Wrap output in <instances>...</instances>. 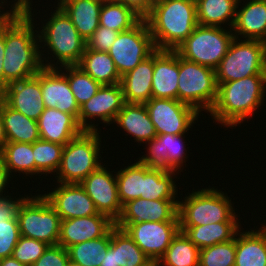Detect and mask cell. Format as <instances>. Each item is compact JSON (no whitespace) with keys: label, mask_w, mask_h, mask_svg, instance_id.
<instances>
[{"label":"cell","mask_w":266,"mask_h":266,"mask_svg":"<svg viewBox=\"0 0 266 266\" xmlns=\"http://www.w3.org/2000/svg\"><path fill=\"white\" fill-rule=\"evenodd\" d=\"M31 6L30 0H14L5 16L4 90L8 84L33 77L43 68L41 56L45 54L40 50L38 31H34Z\"/></svg>","instance_id":"obj_1"},{"label":"cell","mask_w":266,"mask_h":266,"mask_svg":"<svg viewBox=\"0 0 266 266\" xmlns=\"http://www.w3.org/2000/svg\"><path fill=\"white\" fill-rule=\"evenodd\" d=\"M144 19L155 48L175 51L198 25L195 0H156Z\"/></svg>","instance_id":"obj_2"},{"label":"cell","mask_w":266,"mask_h":266,"mask_svg":"<svg viewBox=\"0 0 266 266\" xmlns=\"http://www.w3.org/2000/svg\"><path fill=\"white\" fill-rule=\"evenodd\" d=\"M217 84V99L209 113L215 122L225 127L241 125L264 103L266 75H251Z\"/></svg>","instance_id":"obj_3"},{"label":"cell","mask_w":266,"mask_h":266,"mask_svg":"<svg viewBox=\"0 0 266 266\" xmlns=\"http://www.w3.org/2000/svg\"><path fill=\"white\" fill-rule=\"evenodd\" d=\"M50 16L45 26L43 24L41 27L43 29L38 31L40 45L44 44L40 48L45 49L44 47L47 46L49 49L46 54H50L48 60L41 56L43 67L58 68V65L61 67L78 65L86 49V40L80 36L70 18L59 6ZM49 59H51L50 62ZM54 59L57 60L56 63ZM53 61L55 64L52 63Z\"/></svg>","instance_id":"obj_4"},{"label":"cell","mask_w":266,"mask_h":266,"mask_svg":"<svg viewBox=\"0 0 266 266\" xmlns=\"http://www.w3.org/2000/svg\"><path fill=\"white\" fill-rule=\"evenodd\" d=\"M178 201L180 226H201L219 222H239L230 197L226 193L212 188L192 191Z\"/></svg>","instance_id":"obj_5"},{"label":"cell","mask_w":266,"mask_h":266,"mask_svg":"<svg viewBox=\"0 0 266 266\" xmlns=\"http://www.w3.org/2000/svg\"><path fill=\"white\" fill-rule=\"evenodd\" d=\"M99 134V131H83L64 145L61 164L55 176L57 184L81 183L102 166L99 160L100 153H103L100 152Z\"/></svg>","instance_id":"obj_6"},{"label":"cell","mask_w":266,"mask_h":266,"mask_svg":"<svg viewBox=\"0 0 266 266\" xmlns=\"http://www.w3.org/2000/svg\"><path fill=\"white\" fill-rule=\"evenodd\" d=\"M214 70L217 83L251 75H266V42L234 38L228 52Z\"/></svg>","instance_id":"obj_7"},{"label":"cell","mask_w":266,"mask_h":266,"mask_svg":"<svg viewBox=\"0 0 266 266\" xmlns=\"http://www.w3.org/2000/svg\"><path fill=\"white\" fill-rule=\"evenodd\" d=\"M218 94L215 70L179 55L178 101L210 112Z\"/></svg>","instance_id":"obj_8"},{"label":"cell","mask_w":266,"mask_h":266,"mask_svg":"<svg viewBox=\"0 0 266 266\" xmlns=\"http://www.w3.org/2000/svg\"><path fill=\"white\" fill-rule=\"evenodd\" d=\"M17 218L21 236L58 245L61 219L43 195H27L19 204Z\"/></svg>","instance_id":"obj_9"},{"label":"cell","mask_w":266,"mask_h":266,"mask_svg":"<svg viewBox=\"0 0 266 266\" xmlns=\"http://www.w3.org/2000/svg\"><path fill=\"white\" fill-rule=\"evenodd\" d=\"M229 30L198 24L175 51L186 60L215 69L235 38Z\"/></svg>","instance_id":"obj_10"},{"label":"cell","mask_w":266,"mask_h":266,"mask_svg":"<svg viewBox=\"0 0 266 266\" xmlns=\"http://www.w3.org/2000/svg\"><path fill=\"white\" fill-rule=\"evenodd\" d=\"M156 50L148 25L142 18L134 27L122 31L107 51L122 77Z\"/></svg>","instance_id":"obj_11"},{"label":"cell","mask_w":266,"mask_h":266,"mask_svg":"<svg viewBox=\"0 0 266 266\" xmlns=\"http://www.w3.org/2000/svg\"><path fill=\"white\" fill-rule=\"evenodd\" d=\"M145 106L157 135L185 134L201 114L176 99L152 97Z\"/></svg>","instance_id":"obj_12"},{"label":"cell","mask_w":266,"mask_h":266,"mask_svg":"<svg viewBox=\"0 0 266 266\" xmlns=\"http://www.w3.org/2000/svg\"><path fill=\"white\" fill-rule=\"evenodd\" d=\"M124 104L120 83L102 85L93 97L80 106L78 123L84 131H98L94 123L88 120L94 121L93 118H97L107 125L113 124Z\"/></svg>","instance_id":"obj_13"},{"label":"cell","mask_w":266,"mask_h":266,"mask_svg":"<svg viewBox=\"0 0 266 266\" xmlns=\"http://www.w3.org/2000/svg\"><path fill=\"white\" fill-rule=\"evenodd\" d=\"M185 134H160L147 142L148 153L139 157V162L151 170H160L166 173L179 172L188 156ZM184 142H183V141ZM185 145V146H184ZM186 151V153H185ZM179 169V170H178ZM178 170V171H177Z\"/></svg>","instance_id":"obj_14"},{"label":"cell","mask_w":266,"mask_h":266,"mask_svg":"<svg viewBox=\"0 0 266 266\" xmlns=\"http://www.w3.org/2000/svg\"><path fill=\"white\" fill-rule=\"evenodd\" d=\"M124 230L151 260L158 262L180 231V225L148 221L129 224Z\"/></svg>","instance_id":"obj_15"},{"label":"cell","mask_w":266,"mask_h":266,"mask_svg":"<svg viewBox=\"0 0 266 266\" xmlns=\"http://www.w3.org/2000/svg\"><path fill=\"white\" fill-rule=\"evenodd\" d=\"M105 164L90 173L80 185L93 200L96 210L116 222L122 212L116 174L107 170Z\"/></svg>","instance_id":"obj_16"},{"label":"cell","mask_w":266,"mask_h":266,"mask_svg":"<svg viewBox=\"0 0 266 266\" xmlns=\"http://www.w3.org/2000/svg\"><path fill=\"white\" fill-rule=\"evenodd\" d=\"M179 200H147L138 198L122 206L115 226L125 229L129 224L140 222H179Z\"/></svg>","instance_id":"obj_17"},{"label":"cell","mask_w":266,"mask_h":266,"mask_svg":"<svg viewBox=\"0 0 266 266\" xmlns=\"http://www.w3.org/2000/svg\"><path fill=\"white\" fill-rule=\"evenodd\" d=\"M43 196L49 201L61 220L97 215L93 200L80 183H59Z\"/></svg>","instance_id":"obj_18"},{"label":"cell","mask_w":266,"mask_h":266,"mask_svg":"<svg viewBox=\"0 0 266 266\" xmlns=\"http://www.w3.org/2000/svg\"><path fill=\"white\" fill-rule=\"evenodd\" d=\"M0 97L11 108L38 121L45 109L41 89V70L33 77L8 84Z\"/></svg>","instance_id":"obj_19"},{"label":"cell","mask_w":266,"mask_h":266,"mask_svg":"<svg viewBox=\"0 0 266 266\" xmlns=\"http://www.w3.org/2000/svg\"><path fill=\"white\" fill-rule=\"evenodd\" d=\"M62 67L41 69V89L45 108H56L73 115L77 120L80 107L71 91ZM63 72V73H62Z\"/></svg>","instance_id":"obj_20"},{"label":"cell","mask_w":266,"mask_h":266,"mask_svg":"<svg viewBox=\"0 0 266 266\" xmlns=\"http://www.w3.org/2000/svg\"><path fill=\"white\" fill-rule=\"evenodd\" d=\"M114 225V221L101 213L61 220L58 245L67 249L74 244L103 237Z\"/></svg>","instance_id":"obj_21"},{"label":"cell","mask_w":266,"mask_h":266,"mask_svg":"<svg viewBox=\"0 0 266 266\" xmlns=\"http://www.w3.org/2000/svg\"><path fill=\"white\" fill-rule=\"evenodd\" d=\"M179 54L171 50L153 52L152 97L178 100Z\"/></svg>","instance_id":"obj_22"},{"label":"cell","mask_w":266,"mask_h":266,"mask_svg":"<svg viewBox=\"0 0 266 266\" xmlns=\"http://www.w3.org/2000/svg\"><path fill=\"white\" fill-rule=\"evenodd\" d=\"M37 122L40 139L62 145L84 131L73 115L56 108H45Z\"/></svg>","instance_id":"obj_23"},{"label":"cell","mask_w":266,"mask_h":266,"mask_svg":"<svg viewBox=\"0 0 266 266\" xmlns=\"http://www.w3.org/2000/svg\"><path fill=\"white\" fill-rule=\"evenodd\" d=\"M150 261L125 230L111 228V242L100 266H145Z\"/></svg>","instance_id":"obj_24"},{"label":"cell","mask_w":266,"mask_h":266,"mask_svg":"<svg viewBox=\"0 0 266 266\" xmlns=\"http://www.w3.org/2000/svg\"><path fill=\"white\" fill-rule=\"evenodd\" d=\"M232 27L235 38L261 40L266 42V0H249L239 8ZM240 35V36H239Z\"/></svg>","instance_id":"obj_25"},{"label":"cell","mask_w":266,"mask_h":266,"mask_svg":"<svg viewBox=\"0 0 266 266\" xmlns=\"http://www.w3.org/2000/svg\"><path fill=\"white\" fill-rule=\"evenodd\" d=\"M153 53L121 77L125 103L145 104L152 98Z\"/></svg>","instance_id":"obj_26"},{"label":"cell","mask_w":266,"mask_h":266,"mask_svg":"<svg viewBox=\"0 0 266 266\" xmlns=\"http://www.w3.org/2000/svg\"><path fill=\"white\" fill-rule=\"evenodd\" d=\"M117 127L134 137L135 142L147 143L157 134L145 104L125 103L114 121Z\"/></svg>","instance_id":"obj_27"},{"label":"cell","mask_w":266,"mask_h":266,"mask_svg":"<svg viewBox=\"0 0 266 266\" xmlns=\"http://www.w3.org/2000/svg\"><path fill=\"white\" fill-rule=\"evenodd\" d=\"M58 6L66 13L84 40H88L99 27L103 2L99 0H58Z\"/></svg>","instance_id":"obj_28"},{"label":"cell","mask_w":266,"mask_h":266,"mask_svg":"<svg viewBox=\"0 0 266 266\" xmlns=\"http://www.w3.org/2000/svg\"><path fill=\"white\" fill-rule=\"evenodd\" d=\"M234 266H266V224L236 234Z\"/></svg>","instance_id":"obj_29"},{"label":"cell","mask_w":266,"mask_h":266,"mask_svg":"<svg viewBox=\"0 0 266 266\" xmlns=\"http://www.w3.org/2000/svg\"><path fill=\"white\" fill-rule=\"evenodd\" d=\"M0 109L7 142L33 144L40 139L37 121L11 108L1 97Z\"/></svg>","instance_id":"obj_30"},{"label":"cell","mask_w":266,"mask_h":266,"mask_svg":"<svg viewBox=\"0 0 266 266\" xmlns=\"http://www.w3.org/2000/svg\"><path fill=\"white\" fill-rule=\"evenodd\" d=\"M240 222H219L201 226H180V231L199 249L233 240Z\"/></svg>","instance_id":"obj_31"},{"label":"cell","mask_w":266,"mask_h":266,"mask_svg":"<svg viewBox=\"0 0 266 266\" xmlns=\"http://www.w3.org/2000/svg\"><path fill=\"white\" fill-rule=\"evenodd\" d=\"M77 66L101 85H115L121 81V76L108 52L86 47Z\"/></svg>","instance_id":"obj_32"},{"label":"cell","mask_w":266,"mask_h":266,"mask_svg":"<svg viewBox=\"0 0 266 266\" xmlns=\"http://www.w3.org/2000/svg\"><path fill=\"white\" fill-rule=\"evenodd\" d=\"M239 0H195L197 23L202 26L228 24L232 29Z\"/></svg>","instance_id":"obj_33"},{"label":"cell","mask_w":266,"mask_h":266,"mask_svg":"<svg viewBox=\"0 0 266 266\" xmlns=\"http://www.w3.org/2000/svg\"><path fill=\"white\" fill-rule=\"evenodd\" d=\"M179 172L166 173L160 170H151L144 165V187L141 198L147 200H177L176 182L174 177Z\"/></svg>","instance_id":"obj_34"},{"label":"cell","mask_w":266,"mask_h":266,"mask_svg":"<svg viewBox=\"0 0 266 266\" xmlns=\"http://www.w3.org/2000/svg\"><path fill=\"white\" fill-rule=\"evenodd\" d=\"M0 157L12 177V172L25 173L26 176L27 174L36 175L33 144L7 142Z\"/></svg>","instance_id":"obj_35"},{"label":"cell","mask_w":266,"mask_h":266,"mask_svg":"<svg viewBox=\"0 0 266 266\" xmlns=\"http://www.w3.org/2000/svg\"><path fill=\"white\" fill-rule=\"evenodd\" d=\"M199 251L200 249L179 231L157 263L158 266H199Z\"/></svg>","instance_id":"obj_36"},{"label":"cell","mask_w":266,"mask_h":266,"mask_svg":"<svg viewBox=\"0 0 266 266\" xmlns=\"http://www.w3.org/2000/svg\"><path fill=\"white\" fill-rule=\"evenodd\" d=\"M142 17L132 8L115 1L103 2L101 6L99 25L116 30L126 31L134 27Z\"/></svg>","instance_id":"obj_37"},{"label":"cell","mask_w":266,"mask_h":266,"mask_svg":"<svg viewBox=\"0 0 266 266\" xmlns=\"http://www.w3.org/2000/svg\"><path fill=\"white\" fill-rule=\"evenodd\" d=\"M116 178L119 199L122 206L131 200L143 196L144 165L139 161L117 171Z\"/></svg>","instance_id":"obj_38"},{"label":"cell","mask_w":266,"mask_h":266,"mask_svg":"<svg viewBox=\"0 0 266 266\" xmlns=\"http://www.w3.org/2000/svg\"><path fill=\"white\" fill-rule=\"evenodd\" d=\"M110 242L111 229L103 237L68 247L69 259L82 266H100Z\"/></svg>","instance_id":"obj_39"},{"label":"cell","mask_w":266,"mask_h":266,"mask_svg":"<svg viewBox=\"0 0 266 266\" xmlns=\"http://www.w3.org/2000/svg\"><path fill=\"white\" fill-rule=\"evenodd\" d=\"M64 145L39 139L33 143L36 174L57 173Z\"/></svg>","instance_id":"obj_40"},{"label":"cell","mask_w":266,"mask_h":266,"mask_svg":"<svg viewBox=\"0 0 266 266\" xmlns=\"http://www.w3.org/2000/svg\"><path fill=\"white\" fill-rule=\"evenodd\" d=\"M63 67L62 69L66 72V78L68 79L71 91L80 107L93 97L102 85L77 65Z\"/></svg>","instance_id":"obj_41"},{"label":"cell","mask_w":266,"mask_h":266,"mask_svg":"<svg viewBox=\"0 0 266 266\" xmlns=\"http://www.w3.org/2000/svg\"><path fill=\"white\" fill-rule=\"evenodd\" d=\"M236 236L233 240L205 247L199 251V266H234Z\"/></svg>","instance_id":"obj_42"},{"label":"cell","mask_w":266,"mask_h":266,"mask_svg":"<svg viewBox=\"0 0 266 266\" xmlns=\"http://www.w3.org/2000/svg\"><path fill=\"white\" fill-rule=\"evenodd\" d=\"M49 245L46 243L20 236L12 257L27 266H32L44 253Z\"/></svg>","instance_id":"obj_43"},{"label":"cell","mask_w":266,"mask_h":266,"mask_svg":"<svg viewBox=\"0 0 266 266\" xmlns=\"http://www.w3.org/2000/svg\"><path fill=\"white\" fill-rule=\"evenodd\" d=\"M20 236L17 216L11 220L0 222V259L12 256Z\"/></svg>","instance_id":"obj_44"},{"label":"cell","mask_w":266,"mask_h":266,"mask_svg":"<svg viewBox=\"0 0 266 266\" xmlns=\"http://www.w3.org/2000/svg\"><path fill=\"white\" fill-rule=\"evenodd\" d=\"M119 33L116 30L99 25L93 35L86 41V47L95 51L107 52Z\"/></svg>","instance_id":"obj_45"},{"label":"cell","mask_w":266,"mask_h":266,"mask_svg":"<svg viewBox=\"0 0 266 266\" xmlns=\"http://www.w3.org/2000/svg\"><path fill=\"white\" fill-rule=\"evenodd\" d=\"M67 249L60 245L48 246L43 255L32 266H67Z\"/></svg>","instance_id":"obj_46"},{"label":"cell","mask_w":266,"mask_h":266,"mask_svg":"<svg viewBox=\"0 0 266 266\" xmlns=\"http://www.w3.org/2000/svg\"><path fill=\"white\" fill-rule=\"evenodd\" d=\"M25 197L14 198L11 196L0 199V222L11 220L17 216V209L19 204Z\"/></svg>","instance_id":"obj_47"},{"label":"cell","mask_w":266,"mask_h":266,"mask_svg":"<svg viewBox=\"0 0 266 266\" xmlns=\"http://www.w3.org/2000/svg\"><path fill=\"white\" fill-rule=\"evenodd\" d=\"M132 8L138 15L144 18L153 7V0H112Z\"/></svg>","instance_id":"obj_48"},{"label":"cell","mask_w":266,"mask_h":266,"mask_svg":"<svg viewBox=\"0 0 266 266\" xmlns=\"http://www.w3.org/2000/svg\"><path fill=\"white\" fill-rule=\"evenodd\" d=\"M5 17L0 21V94L4 91Z\"/></svg>","instance_id":"obj_49"},{"label":"cell","mask_w":266,"mask_h":266,"mask_svg":"<svg viewBox=\"0 0 266 266\" xmlns=\"http://www.w3.org/2000/svg\"><path fill=\"white\" fill-rule=\"evenodd\" d=\"M10 178L12 177L4 167V163L2 161V158L0 157V199L9 197V195L6 196L5 193L3 194V191L6 192L4 189H6L5 187L8 186Z\"/></svg>","instance_id":"obj_50"},{"label":"cell","mask_w":266,"mask_h":266,"mask_svg":"<svg viewBox=\"0 0 266 266\" xmlns=\"http://www.w3.org/2000/svg\"><path fill=\"white\" fill-rule=\"evenodd\" d=\"M7 143V139L4 132V125H3V119H2V113L0 109V154L3 151L4 146Z\"/></svg>","instance_id":"obj_51"},{"label":"cell","mask_w":266,"mask_h":266,"mask_svg":"<svg viewBox=\"0 0 266 266\" xmlns=\"http://www.w3.org/2000/svg\"><path fill=\"white\" fill-rule=\"evenodd\" d=\"M0 266H27L23 263H20L18 260L11 257H6L4 259H0Z\"/></svg>","instance_id":"obj_52"},{"label":"cell","mask_w":266,"mask_h":266,"mask_svg":"<svg viewBox=\"0 0 266 266\" xmlns=\"http://www.w3.org/2000/svg\"><path fill=\"white\" fill-rule=\"evenodd\" d=\"M4 0H1L0 2V6H3V4H4V2H3ZM1 9H2V7H0V21L11 11V10H7V11H2L1 12Z\"/></svg>","instance_id":"obj_53"},{"label":"cell","mask_w":266,"mask_h":266,"mask_svg":"<svg viewBox=\"0 0 266 266\" xmlns=\"http://www.w3.org/2000/svg\"><path fill=\"white\" fill-rule=\"evenodd\" d=\"M67 266H82V265H79L78 263H76V262H74V261L69 259V262H68Z\"/></svg>","instance_id":"obj_54"},{"label":"cell","mask_w":266,"mask_h":266,"mask_svg":"<svg viewBox=\"0 0 266 266\" xmlns=\"http://www.w3.org/2000/svg\"><path fill=\"white\" fill-rule=\"evenodd\" d=\"M145 266H158V263L156 261L151 260L147 265Z\"/></svg>","instance_id":"obj_55"},{"label":"cell","mask_w":266,"mask_h":266,"mask_svg":"<svg viewBox=\"0 0 266 266\" xmlns=\"http://www.w3.org/2000/svg\"><path fill=\"white\" fill-rule=\"evenodd\" d=\"M101 2H108V1H112V0H99Z\"/></svg>","instance_id":"obj_56"}]
</instances>
